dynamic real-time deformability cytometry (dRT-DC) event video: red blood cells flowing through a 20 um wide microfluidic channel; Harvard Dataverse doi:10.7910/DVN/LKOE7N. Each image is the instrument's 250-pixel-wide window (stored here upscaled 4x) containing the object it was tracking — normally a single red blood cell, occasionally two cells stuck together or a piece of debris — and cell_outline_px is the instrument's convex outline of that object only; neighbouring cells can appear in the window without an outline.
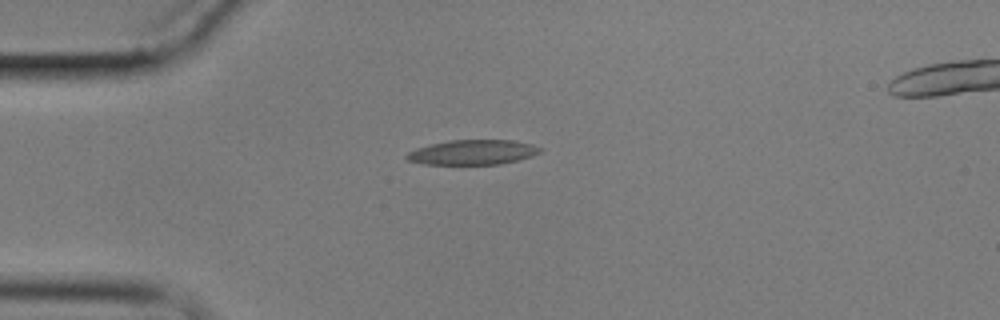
{"species": "common noctule bat (a hibernating species)", "species_latin": "Nyctalus noctula", "temperature_condition": "cold", "stored_images_in_passage": 4, "camera_frame_rate_fps": 3000, "um_per_image_px": 0.085, "animal": {"sex": "male", "body_mass_g": 17.9}, "frame": {"image": 1, "passage_image": 1, "time_ms": 0.0, "image_size_px": [1000, 320], "cell_outline_px": [[544, 148], [540, 152], [532, 156], [520, 160], [500, 164], [420, 164], [408, 160], [404, 156], [408, 152], [416, 148], [448, 140], [512, 140], [532, 144]], "centroid_in_image_um": [40.2, 12.94], "position_along_channel_um": 44.8, "area_um2": 19.42}}
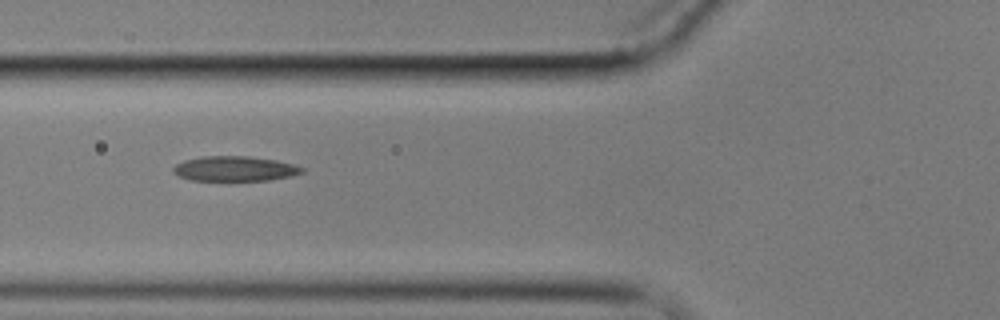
{"frame": {"image": 2, "passage_image": 3, "time_ms": 2.333, "image_size_px": [1000, 320], "cell_outline_px": [[304, 172], [292, 176], [268, 180], [192, 180], [180, 176], [172, 172], [172, 168], [176, 164], [184, 160], [200, 156], [248, 156], [276, 160], [292, 164], [304, 168]], "centroid_in_image_um": [19.94, 14.33], "position_along_channel_um": 105.9, "area_um2": 18.67}}
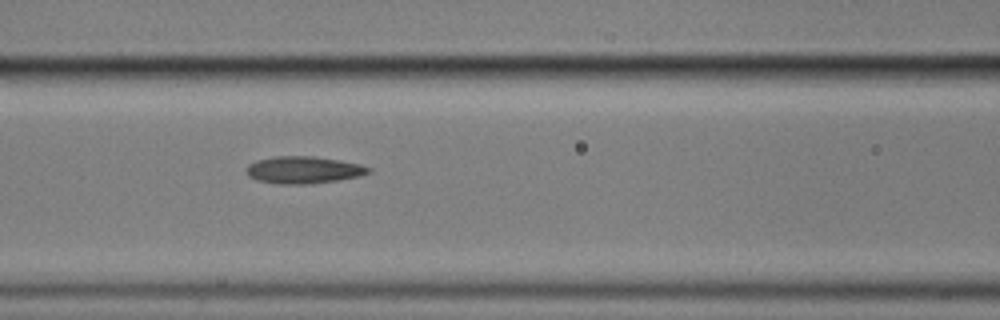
{"frame": {"image": 3, "passage_image": 4, "time_ms": 3.333, "image_size_px": [1000, 320], "cell_outline_px": [[372, 172], [360, 176], [336, 180], [308, 184], [280, 184], [256, 180], [248, 176], [244, 168], [248, 164], [256, 160], [276, 156], [312, 156], [340, 160], [360, 164], [372, 168]], "centroid_in_image_um": [25.78, 14.44], "position_along_channel_um": 140.8, "area_um2": 19.48}}